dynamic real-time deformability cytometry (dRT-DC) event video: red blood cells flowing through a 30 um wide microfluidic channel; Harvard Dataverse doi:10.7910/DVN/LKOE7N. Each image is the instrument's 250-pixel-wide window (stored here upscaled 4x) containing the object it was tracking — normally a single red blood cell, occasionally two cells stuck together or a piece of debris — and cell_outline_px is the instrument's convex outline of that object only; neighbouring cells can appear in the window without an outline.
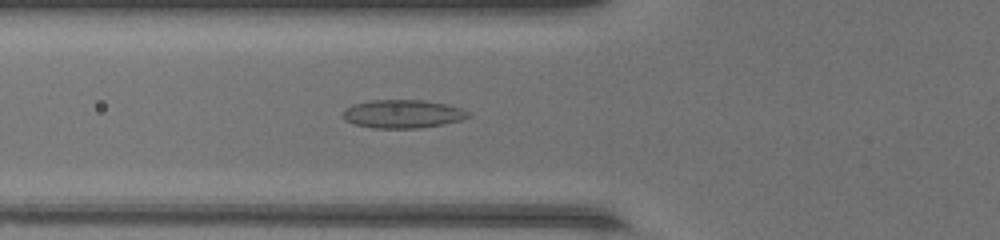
{"species": "common noctule bat (a hibernating species)", "species_latin": "Nyctalus noctula", "temperature_condition": "warm", "stored_images_in_passage": 47, "camera_frame_rate_fps": 3000, "um_per_image_px": 0.085, "animal": {"sex": "female", "body_mass_g": 17.0, "forearm_length_mm": 48.0}, "frame": {"image": 1, "passage_image": 18, "time_ms": 5.667, "image_size_px": [1000, 240], "cell_outline_px": [[468, 116], [460, 120], [444, 124], [420, 128], [372, 128], [356, 124], [340, 116], [344, 108], [352, 104], [372, 100], [424, 100], [444, 104], [460, 108], [468, 112]], "centroid_in_image_um": [34.17, 9.68], "position_along_channel_um": 91.6, "area_um2": 20.58}}
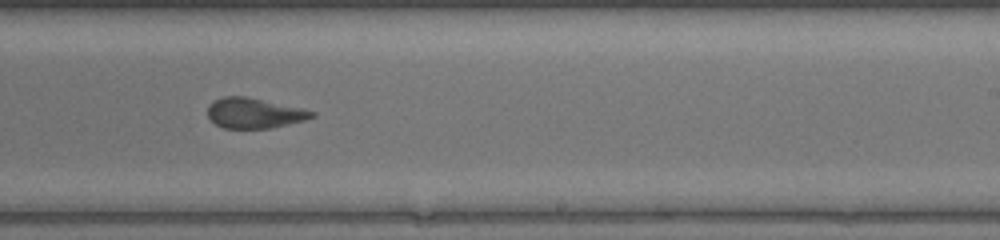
{"frame": {"image": 2, "passage_image": 30, "time_ms": 9.667, "image_size_px": [1000, 240], "cell_outline_px": [[316, 116], [304, 120], [272, 128], [224, 128], [216, 124], [208, 116], [208, 104], [224, 96], [244, 96], [300, 108], [316, 112]], "centroid_in_image_um": [21.6, 9.62], "position_along_channel_um": 267.4, "area_um2": 18.09}}
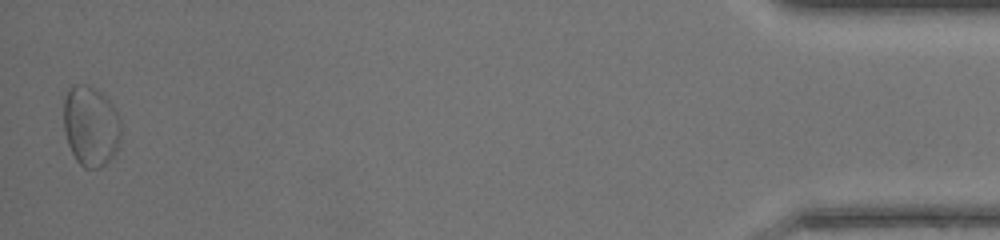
{"frame": {"image": 3, "passage_image": 47, "time_ms": 15.333, "image_size_px": [1000, 240], "cell_outline_px": [[120, 140], [112, 156], [100, 168], [84, 168], [76, 160], [68, 144], [64, 132], [64, 100], [68, 88], [72, 84], [84, 84], [100, 92], [112, 104], [120, 120]], "centroid_in_image_um": [7.69, 10.7], "position_along_channel_um": 427.5, "area_um2": 26.65}, "authors_computed_cell_mechanics": {"area_um2": 19.652, "velocity_mm_per_s": 4.3976, "shape_relaxation_time_tau1_ms": null, "shape_relaxation_time_tau2_ms": 1.4881, "deformation_change_tau1": null, "deformation_change_tau2": 0.0979}}